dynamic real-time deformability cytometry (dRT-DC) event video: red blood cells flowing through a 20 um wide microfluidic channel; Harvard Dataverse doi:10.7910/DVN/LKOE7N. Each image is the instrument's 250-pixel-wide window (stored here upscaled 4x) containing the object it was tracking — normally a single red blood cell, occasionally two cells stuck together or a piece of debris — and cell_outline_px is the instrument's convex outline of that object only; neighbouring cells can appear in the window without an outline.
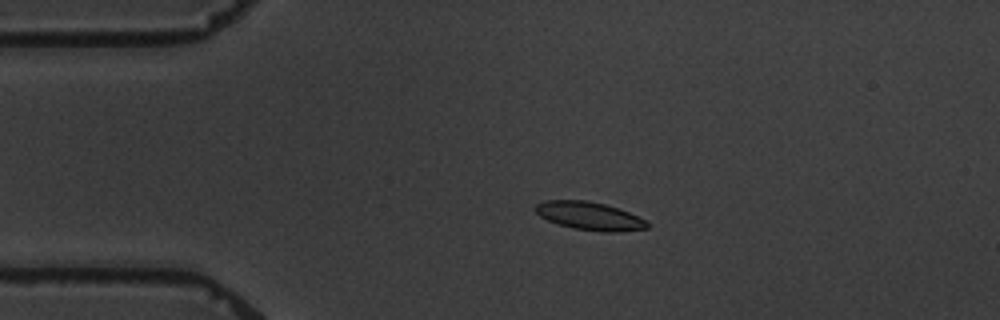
{"species": "common noctule bat (a hibernating species)", "species_latin": "Nyctalus noctula", "temperature_condition": "warm", "stored_images_in_passage": 8, "camera_frame_rate_fps": 3000, "um_per_image_px": 0.085, "animal": {"sex": "male", "body_mass_g": 19.5, "forearm_length_mm": 54.6}, "frame": {"image": 1, "passage_image": 2, "time_ms": 1.333, "image_size_px": [1000, 320], "cell_outline_px": [[648, 228], [616, 232], [600, 232], [572, 228], [548, 220], [540, 216], [536, 212], [536, 204], [544, 200], [588, 200], [604, 204], [628, 212], [648, 220]], "centroid_in_image_um": [50.12, 18.36], "position_along_channel_um": 34.9, "area_um2": 18.26}}
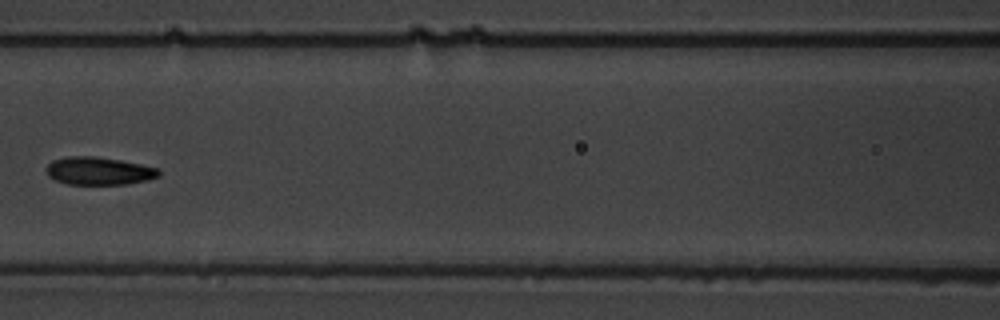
{"frame": {"image": 2, "passage_image": 6, "time_ms": 6.0, "image_size_px": [1000, 320], "cell_outline_px": [[160, 176], [148, 180], [128, 184], [68, 184], [56, 180], [48, 176], [48, 164], [52, 160], [68, 156], [96, 156], [120, 160], [140, 164], [156, 168], [160, 172]], "centroid_in_image_um": [8.41, 14.53], "position_along_channel_um": 158.2, "area_um2": 18.15}}
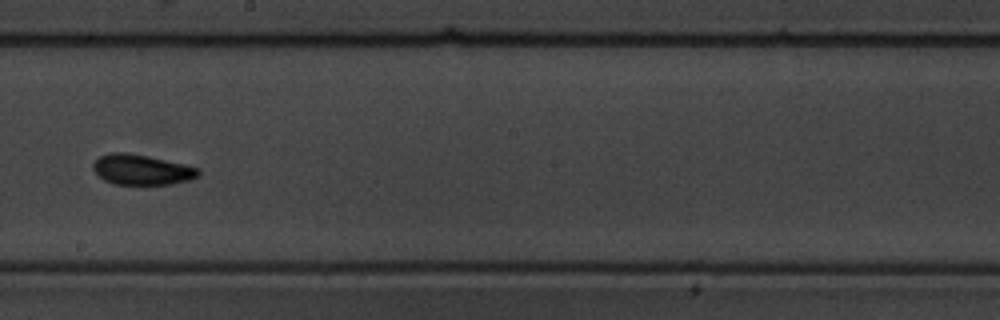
{"frame": {"image": 3, "passage_image": 8, "time_ms": 8.333, "image_size_px": [1000, 320], "cell_outline_px": [[200, 172], [196, 176], [188, 180], [172, 184], [116, 184], [104, 180], [92, 168], [92, 164], [100, 156], [112, 152], [128, 152], [148, 156], [184, 164], [200, 168]], "centroid_in_image_um": [12.04, 14.41], "position_along_channel_um": 236.2, "area_um2": 18.44}}